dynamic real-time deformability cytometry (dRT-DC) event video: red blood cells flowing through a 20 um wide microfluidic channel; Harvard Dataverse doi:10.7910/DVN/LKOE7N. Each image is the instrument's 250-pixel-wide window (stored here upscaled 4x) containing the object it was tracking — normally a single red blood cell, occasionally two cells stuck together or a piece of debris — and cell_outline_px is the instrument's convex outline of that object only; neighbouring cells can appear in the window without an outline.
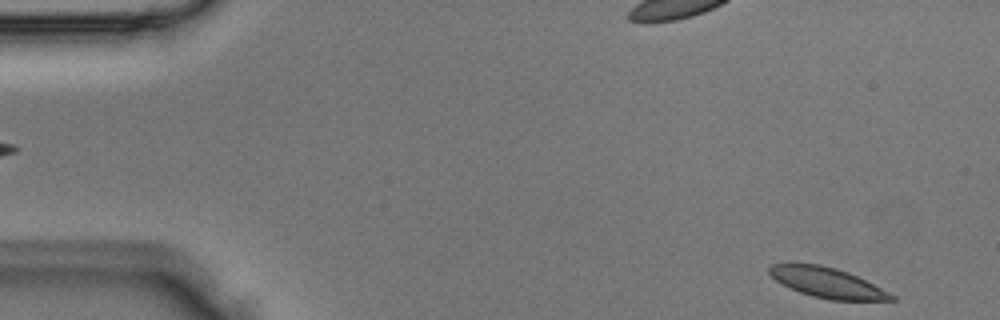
{"species": "Egyptian fruit bat (a non-hibernating species)", "species_latin": "Rousettus aegyptiacus", "temperature_condition": "room temperature", "stored_images_in_passage": 4, "camera_frame_rate_fps": 3000, "um_per_image_px": 0.085, "animal": {"sex": "male"}, "frame": {"image": 1, "passage_image": 1, "time_ms": 0.0, "image_size_px": [1000, 320], "cell_outline_px": [[896, 300], [828, 300], [812, 296], [800, 292], [776, 280], [768, 272], [768, 264], [792, 260], [820, 264], [836, 268], [848, 272], [896, 296]], "centroid_in_image_um": [70.2, 23.97], "position_along_channel_um": 14.8, "area_um2": 21.79}}